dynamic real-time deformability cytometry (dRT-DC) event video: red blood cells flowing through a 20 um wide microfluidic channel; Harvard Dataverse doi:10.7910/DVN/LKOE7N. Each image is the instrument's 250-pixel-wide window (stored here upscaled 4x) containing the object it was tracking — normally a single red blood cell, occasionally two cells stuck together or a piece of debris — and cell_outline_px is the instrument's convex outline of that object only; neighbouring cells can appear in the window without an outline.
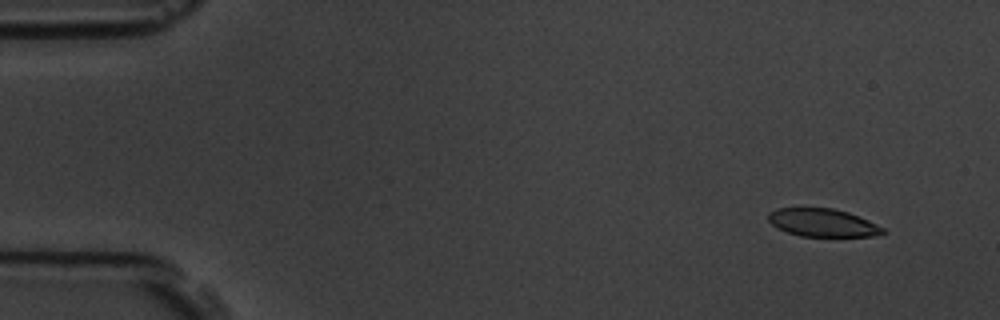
{"species": "common noctule bat (a hibernating species)", "species_latin": "Nyctalus noctula", "temperature_condition": "room temperature", "stored_images_in_passage": 5, "camera_frame_rate_fps": 3000, "um_per_image_px": 0.085, "animal": {"sex": "male", "body_mass_g": 19.5, "forearm_length_mm": 54.6}, "frame": {"image": 1, "passage_image": 2, "time_ms": 1.333, "image_size_px": [1000, 320], "cell_outline_px": [[884, 232], [880, 236], [800, 236], [776, 228], [768, 220], [768, 212], [776, 208], [832, 208], [848, 212], [868, 220], [884, 228]], "centroid_in_image_um": [69.91, 18.93], "position_along_channel_um": 15.1, "area_um2": 18.67}}
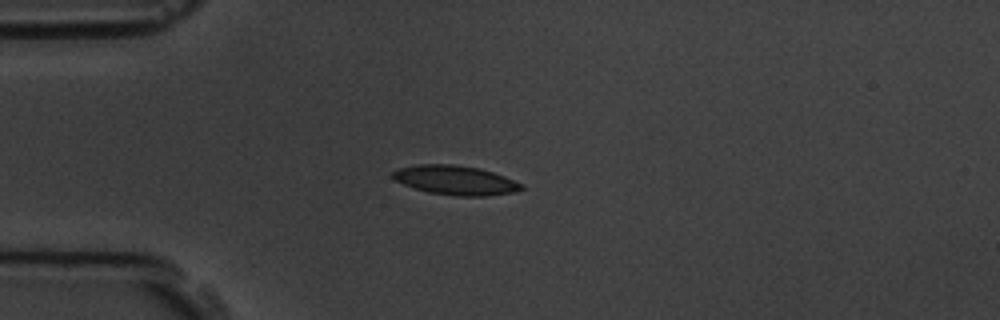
{"frame": {"image": 2, "passage_image": 5, "time_ms": 4.667, "image_size_px": [1000, 320], "cell_outline_px": [[524, 188], [516, 192], [484, 196], [456, 196], [428, 192], [404, 184], [396, 180], [392, 176], [392, 172], [396, 168], [416, 164], [452, 164], [480, 168], [504, 176], [524, 184]], "centroid_in_image_um": [38.73, 15.31], "position_along_channel_um": 46.3, "area_um2": 22.02}}